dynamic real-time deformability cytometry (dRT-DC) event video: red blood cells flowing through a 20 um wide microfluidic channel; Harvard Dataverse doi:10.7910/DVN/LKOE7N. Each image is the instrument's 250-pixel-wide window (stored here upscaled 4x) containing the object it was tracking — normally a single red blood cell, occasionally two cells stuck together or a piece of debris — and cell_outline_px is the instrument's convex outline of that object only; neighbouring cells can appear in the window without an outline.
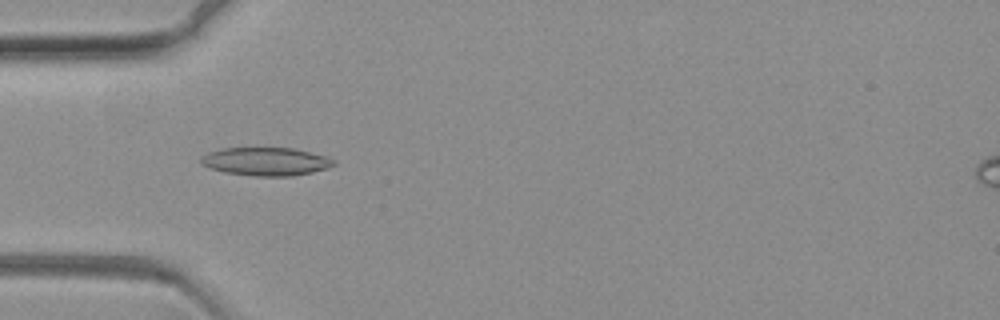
{"species": "common noctule bat (a hibernating species)", "species_latin": "Nyctalus noctula", "temperature_condition": "warm", "stored_images_in_passage": 70, "camera_frame_rate_fps": 3000, "um_per_image_px": 0.085, "animal": {"sex": "female", "body_mass_g": 19.3, "forearm_length_mm": 54.1}, "frame": {"image": 1, "passage_image": 22, "time_ms": 7.0, "image_size_px": [1000, 320], "cell_outline_px": [[336, 164], [312, 172], [292, 176], [252, 176], [224, 172], [200, 164], [200, 156], [208, 152], [224, 148], [292, 148], [324, 156], [336, 160]], "centroid_in_image_um": [22.55, 13.73], "position_along_channel_um": 62.4, "area_um2": 21.68}}
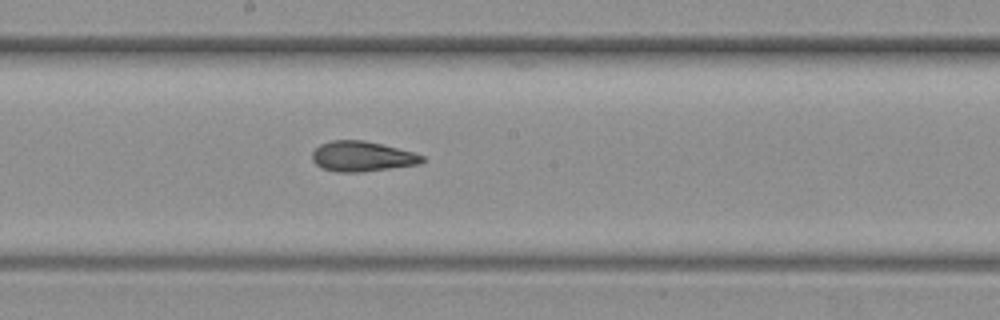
{"frame": {"image": 2, "passage_image": 38, "time_ms": 12.333, "image_size_px": [1000, 320], "cell_outline_px": [[424, 160], [420, 164], [364, 172], [336, 172], [320, 168], [312, 160], [312, 152], [320, 144], [332, 140], [364, 140], [412, 152], [424, 156]], "centroid_in_image_um": [30.74, 13.3], "position_along_channel_um": 217.5, "area_um2": 19.36}}
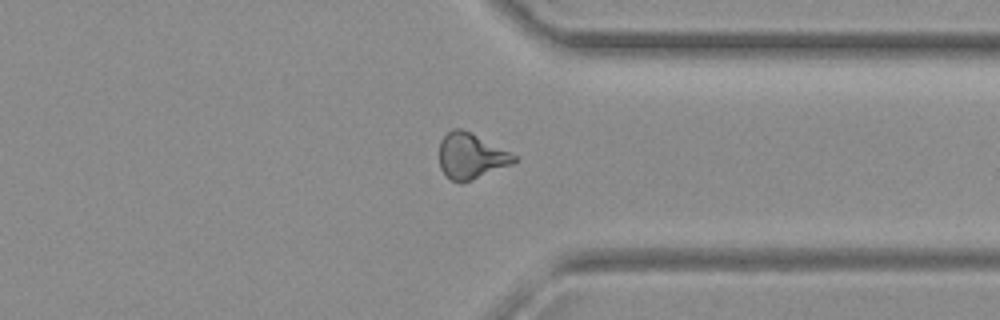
{"frame": {"image": 3, "passage_image": 54, "time_ms": 17.667, "image_size_px": [1000, 320], "cell_outline_px": [[516, 160], [512, 164], [472, 180], [460, 184], [452, 180], [440, 168], [440, 140], [452, 128], [460, 128], [516, 156]], "centroid_in_image_um": [39.99, 13.29], "position_along_channel_um": 371.4, "area_um2": 19.31}}